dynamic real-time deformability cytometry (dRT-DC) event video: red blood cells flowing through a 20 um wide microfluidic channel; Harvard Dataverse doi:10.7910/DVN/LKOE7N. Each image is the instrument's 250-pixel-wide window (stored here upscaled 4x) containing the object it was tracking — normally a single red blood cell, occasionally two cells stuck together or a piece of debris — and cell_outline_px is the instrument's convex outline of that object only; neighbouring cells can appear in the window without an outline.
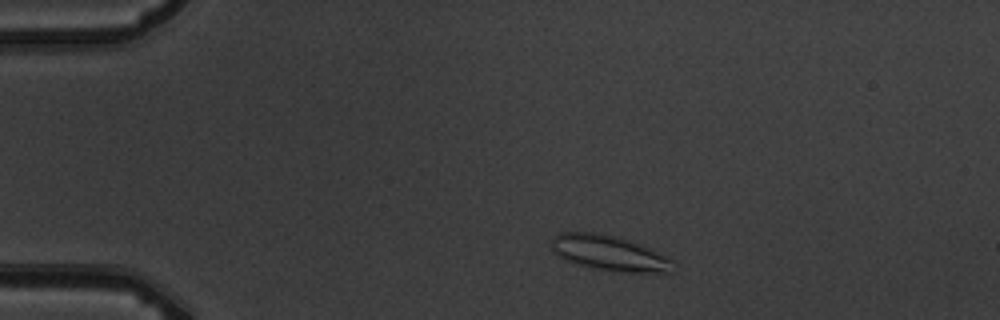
{"species": "common noctule bat (a hibernating species)", "species_latin": "Nyctalus noctula", "temperature_condition": "warm", "stored_images_in_passage": 14, "camera_frame_rate_fps": 3000, "um_per_image_px": 0.085, "animal": {"sex": "male", "body_mass_g": 19.5, "forearm_length_mm": 54.6}, "frame": {"image": 1, "passage_image": 2, "time_ms": 1.0, "image_size_px": [1000, 320], "cell_outline_px": [[672, 272], [612, 272], [592, 268], [576, 264], [564, 260], [552, 252], [552, 236], [560, 232], [596, 232], [620, 236], [652, 248], [672, 260]], "centroid_in_image_um": [51.75, 21.5], "position_along_channel_um": 33.3, "area_um2": 25.49}}
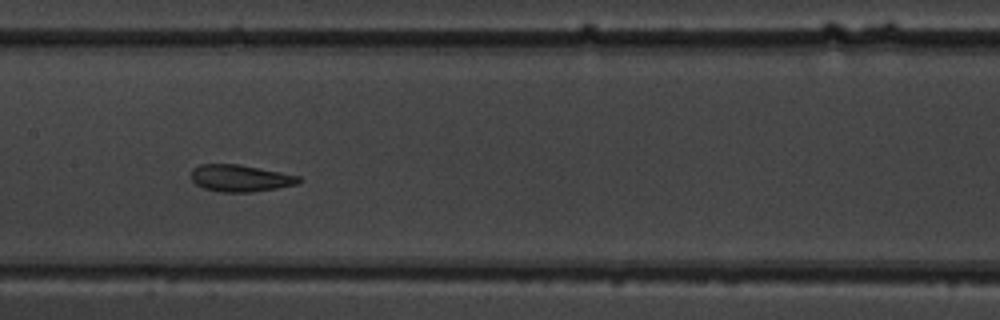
{"frame": {"image": 2, "passage_image": 7, "time_ms": 6.667, "image_size_px": [1000, 320], "cell_outline_px": [[304, 180], [296, 184], [276, 188], [252, 192], [220, 192], [204, 188], [196, 184], [192, 180], [192, 168], [200, 164], [240, 164], [300, 176]], "centroid_in_image_um": [20.43, 15.14], "position_along_channel_um": 187.0, "area_um2": 16.88}}
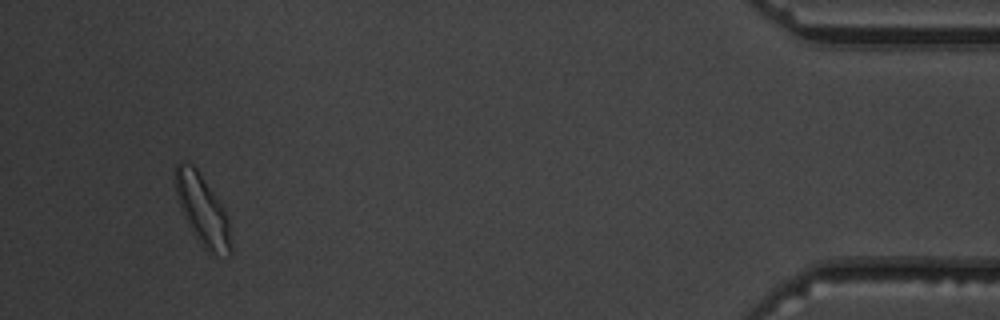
{"frame": {"image": 3, "passage_image": 14, "time_ms": 14.667, "image_size_px": [1000, 320], "cell_outline_px": [[232, 256], [212, 256], [200, 244], [192, 232], [180, 208], [176, 196], [176, 164], [180, 160], [184, 160], [192, 164], [196, 168], [220, 204], [228, 220], [232, 240]], "centroid_in_image_um": [17.22, 17.94], "position_along_channel_um": 418.0, "area_um2": 22.72}, "authors_computed_cell_mechanics": {"area_um2": 17.8313, "velocity_mm_per_s": 3.7052, "shape_relaxation_time_tau1_ms": 2.0036, "shape_relaxation_time_tau2_ms": 3.2562, "deformation_change_tau1": 0.073, "deformation_change_tau2": 0.1187}}